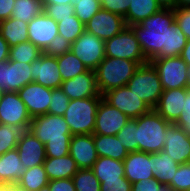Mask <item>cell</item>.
Instances as JSON below:
<instances>
[{"instance_id": "obj_1", "label": "cell", "mask_w": 190, "mask_h": 191, "mask_svg": "<svg viewBox=\"0 0 190 191\" xmlns=\"http://www.w3.org/2000/svg\"><path fill=\"white\" fill-rule=\"evenodd\" d=\"M130 27L149 62L157 58L180 56L187 42L185 34L175 23L174 9L161 8Z\"/></svg>"}, {"instance_id": "obj_2", "label": "cell", "mask_w": 190, "mask_h": 191, "mask_svg": "<svg viewBox=\"0 0 190 191\" xmlns=\"http://www.w3.org/2000/svg\"><path fill=\"white\" fill-rule=\"evenodd\" d=\"M29 131L45 144L46 157L69 155L71 132L64 116L45 114L32 118Z\"/></svg>"}, {"instance_id": "obj_3", "label": "cell", "mask_w": 190, "mask_h": 191, "mask_svg": "<svg viewBox=\"0 0 190 191\" xmlns=\"http://www.w3.org/2000/svg\"><path fill=\"white\" fill-rule=\"evenodd\" d=\"M139 67L140 64L132 60L105 56L94 70L100 94L126 86Z\"/></svg>"}, {"instance_id": "obj_4", "label": "cell", "mask_w": 190, "mask_h": 191, "mask_svg": "<svg viewBox=\"0 0 190 191\" xmlns=\"http://www.w3.org/2000/svg\"><path fill=\"white\" fill-rule=\"evenodd\" d=\"M171 125L154 109L137 118L138 151L158 153L163 150L166 130Z\"/></svg>"}, {"instance_id": "obj_5", "label": "cell", "mask_w": 190, "mask_h": 191, "mask_svg": "<svg viewBox=\"0 0 190 191\" xmlns=\"http://www.w3.org/2000/svg\"><path fill=\"white\" fill-rule=\"evenodd\" d=\"M102 95L84 99L70 100L64 118L71 135L93 134L96 113Z\"/></svg>"}, {"instance_id": "obj_6", "label": "cell", "mask_w": 190, "mask_h": 191, "mask_svg": "<svg viewBox=\"0 0 190 191\" xmlns=\"http://www.w3.org/2000/svg\"><path fill=\"white\" fill-rule=\"evenodd\" d=\"M126 86L154 109L163 93V87L157 70L148 62L140 65Z\"/></svg>"}, {"instance_id": "obj_7", "label": "cell", "mask_w": 190, "mask_h": 191, "mask_svg": "<svg viewBox=\"0 0 190 191\" xmlns=\"http://www.w3.org/2000/svg\"><path fill=\"white\" fill-rule=\"evenodd\" d=\"M105 56L132 60L140 65L149 62L130 26H126L119 34L105 41Z\"/></svg>"}, {"instance_id": "obj_8", "label": "cell", "mask_w": 190, "mask_h": 191, "mask_svg": "<svg viewBox=\"0 0 190 191\" xmlns=\"http://www.w3.org/2000/svg\"><path fill=\"white\" fill-rule=\"evenodd\" d=\"M150 63L158 72L163 90L188 88V65L180 56L152 59Z\"/></svg>"}, {"instance_id": "obj_9", "label": "cell", "mask_w": 190, "mask_h": 191, "mask_svg": "<svg viewBox=\"0 0 190 191\" xmlns=\"http://www.w3.org/2000/svg\"><path fill=\"white\" fill-rule=\"evenodd\" d=\"M102 98L110 106L117 108L130 119H136L152 110L146 102L133 93L127 86L108 90L102 94Z\"/></svg>"}, {"instance_id": "obj_10", "label": "cell", "mask_w": 190, "mask_h": 191, "mask_svg": "<svg viewBox=\"0 0 190 191\" xmlns=\"http://www.w3.org/2000/svg\"><path fill=\"white\" fill-rule=\"evenodd\" d=\"M32 117L17 92H4L0 101V124L29 130Z\"/></svg>"}, {"instance_id": "obj_11", "label": "cell", "mask_w": 190, "mask_h": 191, "mask_svg": "<svg viewBox=\"0 0 190 191\" xmlns=\"http://www.w3.org/2000/svg\"><path fill=\"white\" fill-rule=\"evenodd\" d=\"M71 51L89 70H95L105 57V42L84 31L72 43Z\"/></svg>"}, {"instance_id": "obj_12", "label": "cell", "mask_w": 190, "mask_h": 191, "mask_svg": "<svg viewBox=\"0 0 190 191\" xmlns=\"http://www.w3.org/2000/svg\"><path fill=\"white\" fill-rule=\"evenodd\" d=\"M31 63L5 61L0 63V89L4 92H18L32 83Z\"/></svg>"}, {"instance_id": "obj_13", "label": "cell", "mask_w": 190, "mask_h": 191, "mask_svg": "<svg viewBox=\"0 0 190 191\" xmlns=\"http://www.w3.org/2000/svg\"><path fill=\"white\" fill-rule=\"evenodd\" d=\"M126 26L124 17L102 8L84 25L86 32L104 42L119 34Z\"/></svg>"}, {"instance_id": "obj_14", "label": "cell", "mask_w": 190, "mask_h": 191, "mask_svg": "<svg viewBox=\"0 0 190 191\" xmlns=\"http://www.w3.org/2000/svg\"><path fill=\"white\" fill-rule=\"evenodd\" d=\"M129 119L126 114L102 99L97 109L93 134L117 135Z\"/></svg>"}, {"instance_id": "obj_15", "label": "cell", "mask_w": 190, "mask_h": 191, "mask_svg": "<svg viewBox=\"0 0 190 191\" xmlns=\"http://www.w3.org/2000/svg\"><path fill=\"white\" fill-rule=\"evenodd\" d=\"M17 93L32 118L48 113L52 94L51 88L32 82L25 85Z\"/></svg>"}, {"instance_id": "obj_16", "label": "cell", "mask_w": 190, "mask_h": 191, "mask_svg": "<svg viewBox=\"0 0 190 191\" xmlns=\"http://www.w3.org/2000/svg\"><path fill=\"white\" fill-rule=\"evenodd\" d=\"M31 75L33 82L51 89L60 88L63 82L57 58L44 53L31 63Z\"/></svg>"}, {"instance_id": "obj_17", "label": "cell", "mask_w": 190, "mask_h": 191, "mask_svg": "<svg viewBox=\"0 0 190 191\" xmlns=\"http://www.w3.org/2000/svg\"><path fill=\"white\" fill-rule=\"evenodd\" d=\"M28 39L40 50L46 47L58 35L57 22L44 11L28 23Z\"/></svg>"}, {"instance_id": "obj_18", "label": "cell", "mask_w": 190, "mask_h": 191, "mask_svg": "<svg viewBox=\"0 0 190 191\" xmlns=\"http://www.w3.org/2000/svg\"><path fill=\"white\" fill-rule=\"evenodd\" d=\"M16 149L19 152L22 165L26 169L41 165L46 160L45 144L29 130L21 133Z\"/></svg>"}, {"instance_id": "obj_19", "label": "cell", "mask_w": 190, "mask_h": 191, "mask_svg": "<svg viewBox=\"0 0 190 191\" xmlns=\"http://www.w3.org/2000/svg\"><path fill=\"white\" fill-rule=\"evenodd\" d=\"M60 88L70 100L96 97L100 95L95 71L89 69L72 79L63 81Z\"/></svg>"}, {"instance_id": "obj_20", "label": "cell", "mask_w": 190, "mask_h": 191, "mask_svg": "<svg viewBox=\"0 0 190 191\" xmlns=\"http://www.w3.org/2000/svg\"><path fill=\"white\" fill-rule=\"evenodd\" d=\"M163 151L177 164H186L190 156V136L179 126L171 124L166 130Z\"/></svg>"}, {"instance_id": "obj_21", "label": "cell", "mask_w": 190, "mask_h": 191, "mask_svg": "<svg viewBox=\"0 0 190 191\" xmlns=\"http://www.w3.org/2000/svg\"><path fill=\"white\" fill-rule=\"evenodd\" d=\"M69 155L75 160L79 169H91L98 158L93 134L72 135Z\"/></svg>"}, {"instance_id": "obj_22", "label": "cell", "mask_w": 190, "mask_h": 191, "mask_svg": "<svg viewBox=\"0 0 190 191\" xmlns=\"http://www.w3.org/2000/svg\"><path fill=\"white\" fill-rule=\"evenodd\" d=\"M186 88L163 90L154 110L171 124H175L182 114Z\"/></svg>"}, {"instance_id": "obj_23", "label": "cell", "mask_w": 190, "mask_h": 191, "mask_svg": "<svg viewBox=\"0 0 190 191\" xmlns=\"http://www.w3.org/2000/svg\"><path fill=\"white\" fill-rule=\"evenodd\" d=\"M125 177L133 184L144 179L151 180L152 153L129 152L123 160Z\"/></svg>"}, {"instance_id": "obj_24", "label": "cell", "mask_w": 190, "mask_h": 191, "mask_svg": "<svg viewBox=\"0 0 190 191\" xmlns=\"http://www.w3.org/2000/svg\"><path fill=\"white\" fill-rule=\"evenodd\" d=\"M25 170L16 148L0 156V181L3 184H17Z\"/></svg>"}, {"instance_id": "obj_25", "label": "cell", "mask_w": 190, "mask_h": 191, "mask_svg": "<svg viewBox=\"0 0 190 191\" xmlns=\"http://www.w3.org/2000/svg\"><path fill=\"white\" fill-rule=\"evenodd\" d=\"M43 165L50 181L72 178L79 170L75 160L70 155L58 158L46 157Z\"/></svg>"}, {"instance_id": "obj_26", "label": "cell", "mask_w": 190, "mask_h": 191, "mask_svg": "<svg viewBox=\"0 0 190 191\" xmlns=\"http://www.w3.org/2000/svg\"><path fill=\"white\" fill-rule=\"evenodd\" d=\"M93 140L98 157H109L123 161L128 156V151L122 146L116 135L93 134Z\"/></svg>"}, {"instance_id": "obj_27", "label": "cell", "mask_w": 190, "mask_h": 191, "mask_svg": "<svg viewBox=\"0 0 190 191\" xmlns=\"http://www.w3.org/2000/svg\"><path fill=\"white\" fill-rule=\"evenodd\" d=\"M179 164L175 162L165 151L152 153L151 171L161 184L168 185L175 175Z\"/></svg>"}, {"instance_id": "obj_28", "label": "cell", "mask_w": 190, "mask_h": 191, "mask_svg": "<svg viewBox=\"0 0 190 191\" xmlns=\"http://www.w3.org/2000/svg\"><path fill=\"white\" fill-rule=\"evenodd\" d=\"M28 23L10 17L0 22V34L8 42L9 47L27 42Z\"/></svg>"}, {"instance_id": "obj_29", "label": "cell", "mask_w": 190, "mask_h": 191, "mask_svg": "<svg viewBox=\"0 0 190 191\" xmlns=\"http://www.w3.org/2000/svg\"><path fill=\"white\" fill-rule=\"evenodd\" d=\"M91 170L100 183L103 180H120V177H125L123 161L109 157H98Z\"/></svg>"}, {"instance_id": "obj_30", "label": "cell", "mask_w": 190, "mask_h": 191, "mask_svg": "<svg viewBox=\"0 0 190 191\" xmlns=\"http://www.w3.org/2000/svg\"><path fill=\"white\" fill-rule=\"evenodd\" d=\"M160 9L161 6L156 0H131L127 14L124 17L126 25L139 24Z\"/></svg>"}, {"instance_id": "obj_31", "label": "cell", "mask_w": 190, "mask_h": 191, "mask_svg": "<svg viewBox=\"0 0 190 191\" xmlns=\"http://www.w3.org/2000/svg\"><path fill=\"white\" fill-rule=\"evenodd\" d=\"M44 165H38L26 169L17 182V186L23 191H37L49 183Z\"/></svg>"}, {"instance_id": "obj_32", "label": "cell", "mask_w": 190, "mask_h": 191, "mask_svg": "<svg viewBox=\"0 0 190 191\" xmlns=\"http://www.w3.org/2000/svg\"><path fill=\"white\" fill-rule=\"evenodd\" d=\"M56 58L62 81L72 79L78 74L88 70V68L71 50L63 55L57 56Z\"/></svg>"}, {"instance_id": "obj_33", "label": "cell", "mask_w": 190, "mask_h": 191, "mask_svg": "<svg viewBox=\"0 0 190 191\" xmlns=\"http://www.w3.org/2000/svg\"><path fill=\"white\" fill-rule=\"evenodd\" d=\"M11 17L29 23L43 12L42 0H15Z\"/></svg>"}, {"instance_id": "obj_34", "label": "cell", "mask_w": 190, "mask_h": 191, "mask_svg": "<svg viewBox=\"0 0 190 191\" xmlns=\"http://www.w3.org/2000/svg\"><path fill=\"white\" fill-rule=\"evenodd\" d=\"M43 53L32 42L27 41L10 47L9 59L11 61L32 63Z\"/></svg>"}, {"instance_id": "obj_35", "label": "cell", "mask_w": 190, "mask_h": 191, "mask_svg": "<svg viewBox=\"0 0 190 191\" xmlns=\"http://www.w3.org/2000/svg\"><path fill=\"white\" fill-rule=\"evenodd\" d=\"M57 25L58 34L72 43L85 31L84 24L75 14L57 22Z\"/></svg>"}, {"instance_id": "obj_36", "label": "cell", "mask_w": 190, "mask_h": 191, "mask_svg": "<svg viewBox=\"0 0 190 191\" xmlns=\"http://www.w3.org/2000/svg\"><path fill=\"white\" fill-rule=\"evenodd\" d=\"M72 180L76 191H100V181L91 169H79Z\"/></svg>"}, {"instance_id": "obj_37", "label": "cell", "mask_w": 190, "mask_h": 191, "mask_svg": "<svg viewBox=\"0 0 190 191\" xmlns=\"http://www.w3.org/2000/svg\"><path fill=\"white\" fill-rule=\"evenodd\" d=\"M22 129L6 124H0V156L16 148Z\"/></svg>"}, {"instance_id": "obj_38", "label": "cell", "mask_w": 190, "mask_h": 191, "mask_svg": "<svg viewBox=\"0 0 190 191\" xmlns=\"http://www.w3.org/2000/svg\"><path fill=\"white\" fill-rule=\"evenodd\" d=\"M121 145L129 152L138 151L137 118L129 119L126 125L117 133Z\"/></svg>"}, {"instance_id": "obj_39", "label": "cell", "mask_w": 190, "mask_h": 191, "mask_svg": "<svg viewBox=\"0 0 190 191\" xmlns=\"http://www.w3.org/2000/svg\"><path fill=\"white\" fill-rule=\"evenodd\" d=\"M76 17L85 25L100 9V0H74Z\"/></svg>"}, {"instance_id": "obj_40", "label": "cell", "mask_w": 190, "mask_h": 191, "mask_svg": "<svg viewBox=\"0 0 190 191\" xmlns=\"http://www.w3.org/2000/svg\"><path fill=\"white\" fill-rule=\"evenodd\" d=\"M69 101V97L62 91L61 88L52 89L48 113L52 115L64 116L65 111L68 108Z\"/></svg>"}, {"instance_id": "obj_41", "label": "cell", "mask_w": 190, "mask_h": 191, "mask_svg": "<svg viewBox=\"0 0 190 191\" xmlns=\"http://www.w3.org/2000/svg\"><path fill=\"white\" fill-rule=\"evenodd\" d=\"M174 191L190 190V165L180 164L172 181L168 184Z\"/></svg>"}, {"instance_id": "obj_42", "label": "cell", "mask_w": 190, "mask_h": 191, "mask_svg": "<svg viewBox=\"0 0 190 191\" xmlns=\"http://www.w3.org/2000/svg\"><path fill=\"white\" fill-rule=\"evenodd\" d=\"M43 11L56 22L74 15L73 4H43Z\"/></svg>"}, {"instance_id": "obj_43", "label": "cell", "mask_w": 190, "mask_h": 191, "mask_svg": "<svg viewBox=\"0 0 190 191\" xmlns=\"http://www.w3.org/2000/svg\"><path fill=\"white\" fill-rule=\"evenodd\" d=\"M72 42L61 35H57L43 51L45 55L57 57L71 50Z\"/></svg>"}, {"instance_id": "obj_44", "label": "cell", "mask_w": 190, "mask_h": 191, "mask_svg": "<svg viewBox=\"0 0 190 191\" xmlns=\"http://www.w3.org/2000/svg\"><path fill=\"white\" fill-rule=\"evenodd\" d=\"M131 0H100L101 8L125 17Z\"/></svg>"}, {"instance_id": "obj_45", "label": "cell", "mask_w": 190, "mask_h": 191, "mask_svg": "<svg viewBox=\"0 0 190 191\" xmlns=\"http://www.w3.org/2000/svg\"><path fill=\"white\" fill-rule=\"evenodd\" d=\"M175 23L179 25L187 40H190V7L175 8Z\"/></svg>"}, {"instance_id": "obj_46", "label": "cell", "mask_w": 190, "mask_h": 191, "mask_svg": "<svg viewBox=\"0 0 190 191\" xmlns=\"http://www.w3.org/2000/svg\"><path fill=\"white\" fill-rule=\"evenodd\" d=\"M100 191H131L132 183L126 177L120 180H103Z\"/></svg>"}, {"instance_id": "obj_47", "label": "cell", "mask_w": 190, "mask_h": 191, "mask_svg": "<svg viewBox=\"0 0 190 191\" xmlns=\"http://www.w3.org/2000/svg\"><path fill=\"white\" fill-rule=\"evenodd\" d=\"M175 125L182 128L190 136V88H186L184 108Z\"/></svg>"}, {"instance_id": "obj_48", "label": "cell", "mask_w": 190, "mask_h": 191, "mask_svg": "<svg viewBox=\"0 0 190 191\" xmlns=\"http://www.w3.org/2000/svg\"><path fill=\"white\" fill-rule=\"evenodd\" d=\"M162 184L156 179L141 180L132 184L131 191H160Z\"/></svg>"}, {"instance_id": "obj_49", "label": "cell", "mask_w": 190, "mask_h": 191, "mask_svg": "<svg viewBox=\"0 0 190 191\" xmlns=\"http://www.w3.org/2000/svg\"><path fill=\"white\" fill-rule=\"evenodd\" d=\"M48 186L51 191H76L72 178L52 180Z\"/></svg>"}, {"instance_id": "obj_50", "label": "cell", "mask_w": 190, "mask_h": 191, "mask_svg": "<svg viewBox=\"0 0 190 191\" xmlns=\"http://www.w3.org/2000/svg\"><path fill=\"white\" fill-rule=\"evenodd\" d=\"M15 0H0V22L11 17Z\"/></svg>"}, {"instance_id": "obj_51", "label": "cell", "mask_w": 190, "mask_h": 191, "mask_svg": "<svg viewBox=\"0 0 190 191\" xmlns=\"http://www.w3.org/2000/svg\"><path fill=\"white\" fill-rule=\"evenodd\" d=\"M9 49L8 42L0 34V63L8 61Z\"/></svg>"}, {"instance_id": "obj_52", "label": "cell", "mask_w": 190, "mask_h": 191, "mask_svg": "<svg viewBox=\"0 0 190 191\" xmlns=\"http://www.w3.org/2000/svg\"><path fill=\"white\" fill-rule=\"evenodd\" d=\"M180 57L187 63V65H190V40H187Z\"/></svg>"}, {"instance_id": "obj_53", "label": "cell", "mask_w": 190, "mask_h": 191, "mask_svg": "<svg viewBox=\"0 0 190 191\" xmlns=\"http://www.w3.org/2000/svg\"><path fill=\"white\" fill-rule=\"evenodd\" d=\"M176 1L177 0H156V2L161 6V8H176Z\"/></svg>"}, {"instance_id": "obj_54", "label": "cell", "mask_w": 190, "mask_h": 191, "mask_svg": "<svg viewBox=\"0 0 190 191\" xmlns=\"http://www.w3.org/2000/svg\"><path fill=\"white\" fill-rule=\"evenodd\" d=\"M0 191H23L16 184H3Z\"/></svg>"}, {"instance_id": "obj_55", "label": "cell", "mask_w": 190, "mask_h": 191, "mask_svg": "<svg viewBox=\"0 0 190 191\" xmlns=\"http://www.w3.org/2000/svg\"><path fill=\"white\" fill-rule=\"evenodd\" d=\"M74 0H42V4H73Z\"/></svg>"}, {"instance_id": "obj_56", "label": "cell", "mask_w": 190, "mask_h": 191, "mask_svg": "<svg viewBox=\"0 0 190 191\" xmlns=\"http://www.w3.org/2000/svg\"><path fill=\"white\" fill-rule=\"evenodd\" d=\"M190 7V0H177L176 8H186Z\"/></svg>"}, {"instance_id": "obj_57", "label": "cell", "mask_w": 190, "mask_h": 191, "mask_svg": "<svg viewBox=\"0 0 190 191\" xmlns=\"http://www.w3.org/2000/svg\"><path fill=\"white\" fill-rule=\"evenodd\" d=\"M160 191H174L169 185L162 184L160 186Z\"/></svg>"}, {"instance_id": "obj_58", "label": "cell", "mask_w": 190, "mask_h": 191, "mask_svg": "<svg viewBox=\"0 0 190 191\" xmlns=\"http://www.w3.org/2000/svg\"><path fill=\"white\" fill-rule=\"evenodd\" d=\"M37 191H51V190H50L49 186L47 185V186H45V187L40 188V189L37 190Z\"/></svg>"}, {"instance_id": "obj_59", "label": "cell", "mask_w": 190, "mask_h": 191, "mask_svg": "<svg viewBox=\"0 0 190 191\" xmlns=\"http://www.w3.org/2000/svg\"><path fill=\"white\" fill-rule=\"evenodd\" d=\"M188 88H190V65H188Z\"/></svg>"}, {"instance_id": "obj_60", "label": "cell", "mask_w": 190, "mask_h": 191, "mask_svg": "<svg viewBox=\"0 0 190 191\" xmlns=\"http://www.w3.org/2000/svg\"><path fill=\"white\" fill-rule=\"evenodd\" d=\"M3 94H4V91H2V90L0 89V101H1V99H2Z\"/></svg>"}, {"instance_id": "obj_61", "label": "cell", "mask_w": 190, "mask_h": 191, "mask_svg": "<svg viewBox=\"0 0 190 191\" xmlns=\"http://www.w3.org/2000/svg\"><path fill=\"white\" fill-rule=\"evenodd\" d=\"M187 164H189V165H190V156H189V158H188Z\"/></svg>"}]
</instances>
